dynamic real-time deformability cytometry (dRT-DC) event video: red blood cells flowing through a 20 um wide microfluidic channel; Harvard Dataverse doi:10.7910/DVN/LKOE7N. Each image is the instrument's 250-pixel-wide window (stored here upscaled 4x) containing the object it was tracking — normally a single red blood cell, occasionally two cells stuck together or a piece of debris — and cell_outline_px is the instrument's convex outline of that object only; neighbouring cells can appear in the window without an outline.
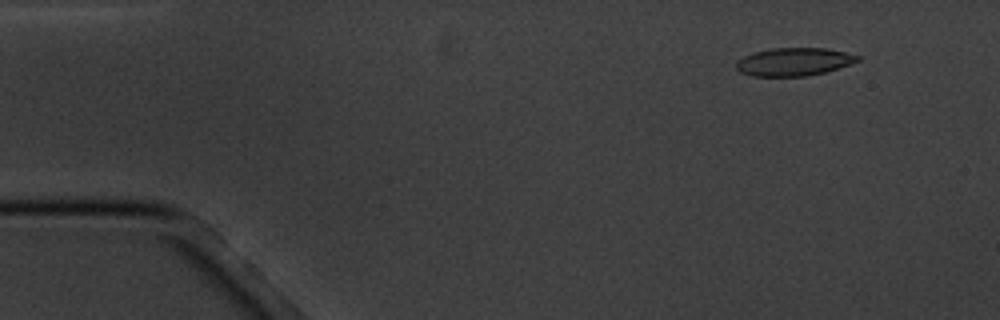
{"species": "common noctule bat (a hibernating species)", "species_latin": "Nyctalus noctula", "temperature_condition": "cold", "stored_images_in_passage": 5, "camera_frame_rate_fps": 3000, "um_per_image_px": 0.085, "animal": {"sex": "male", "body_mass_g": 20.1, "forearm_length_mm": 53.5}, "frame": {"image": 1, "passage_image": 2, "time_ms": 1.0, "image_size_px": [1000, 320], "cell_outline_px": [[860, 60], [824, 72], [808, 76], [752, 76], [740, 72], [736, 68], [736, 64], [744, 56], [752, 52], [772, 48], [828, 48], [860, 56]], "centroid_in_image_um": [67.45, 5.25], "position_along_channel_um": 17.5, "area_um2": 19.65}}
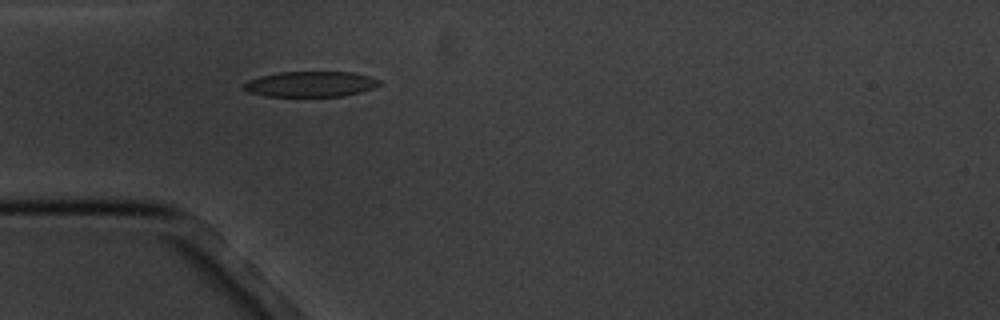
{"frame": {"image": 2, "passage_image": 5, "time_ms": 4.667, "image_size_px": [1000, 320], "cell_outline_px": [[380, 84], [372, 88], [360, 92], [344, 96], [264, 96], [248, 92], [240, 88], [240, 84], [248, 80], [260, 76], [280, 72], [352, 72], [368, 76], [380, 80]], "centroid_in_image_um": [26.32, 7.15], "position_along_channel_um": 58.7, "area_um2": 20.23}}